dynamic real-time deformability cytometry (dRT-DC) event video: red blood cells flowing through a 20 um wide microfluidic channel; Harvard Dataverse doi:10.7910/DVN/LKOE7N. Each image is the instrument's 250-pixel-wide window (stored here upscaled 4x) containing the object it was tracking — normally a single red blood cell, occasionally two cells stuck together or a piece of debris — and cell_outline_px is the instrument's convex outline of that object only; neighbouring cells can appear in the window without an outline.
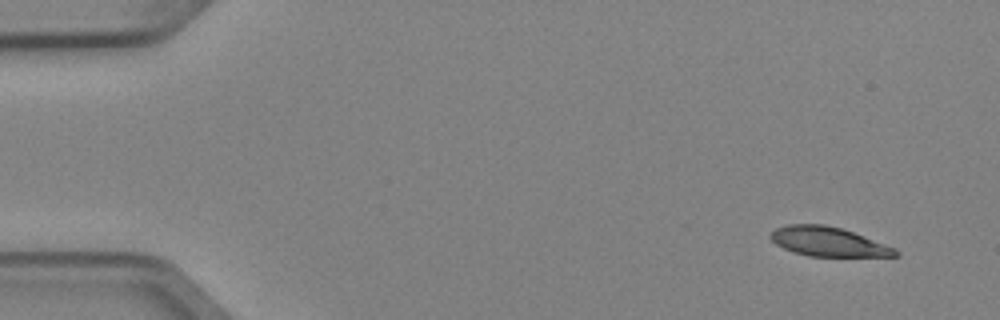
{"species": "Egyptian fruit bat (a non-hibernating species)", "species_latin": "Rousettus aegyptiacus", "temperature_condition": "cold", "stored_images_in_passage": 4, "camera_frame_rate_fps": 3000, "um_per_image_px": 0.085, "animal": {"sex": "female"}, "frame": {"image": 1, "passage_image": 1, "time_ms": 0.0, "image_size_px": [1000, 320], "cell_outline_px": [[900, 256], [808, 256], [792, 252], [776, 244], [768, 236], [776, 228], [788, 224], [824, 224], [840, 228], [852, 232], [896, 248], [900, 252]], "centroid_in_image_um": [70.39, 20.54], "position_along_channel_um": 14.6, "area_um2": 21.21}}
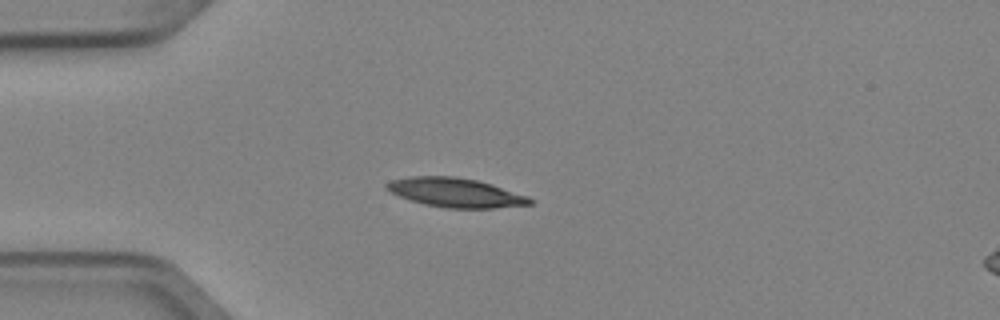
{"frame": {"image": 2, "passage_image": 4, "time_ms": 1.0, "image_size_px": [1000, 320], "cell_outline_px": [[532, 204], [492, 208], [448, 208], [424, 204], [400, 196], [384, 188], [384, 184], [392, 180], [412, 176], [452, 176], [476, 180], [492, 184], [528, 196], [532, 200]], "centroid_in_image_um": [38.71, 16.37], "position_along_channel_um": 46.3, "area_um2": 24.1}}